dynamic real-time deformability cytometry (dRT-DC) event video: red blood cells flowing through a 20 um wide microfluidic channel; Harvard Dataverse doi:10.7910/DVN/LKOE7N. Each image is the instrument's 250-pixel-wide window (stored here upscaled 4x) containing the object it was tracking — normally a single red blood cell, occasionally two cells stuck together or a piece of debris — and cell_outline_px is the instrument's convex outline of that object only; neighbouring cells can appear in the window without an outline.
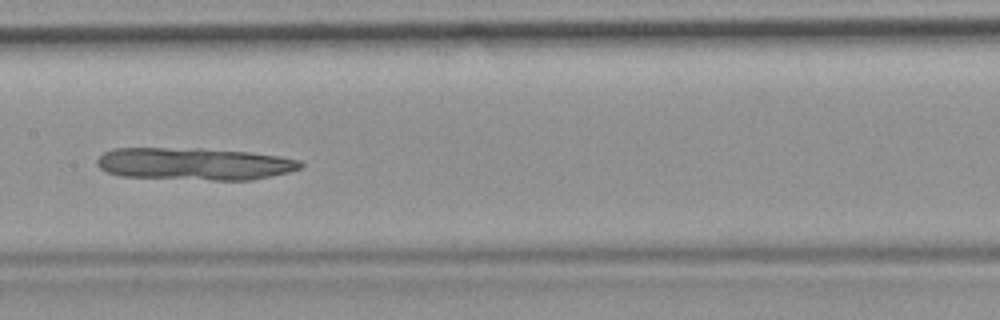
{"species": "common noctule bat (a hibernating species)", "species_latin": "Nyctalus noctula", "temperature_condition": "room temperature", "stored_images_in_passage": 46, "camera_frame_rate_fps": 3000, "um_per_image_px": 0.085, "animal": {"sex": "female", "body_mass_g": 19.9}, "frame": {"image": 1, "passage_image": 20, "time_ms": 6.333, "image_size_px": [1000, 320], "cell_outline_px": [[304, 164], [300, 168], [288, 172], [272, 176], [252, 180], [212, 180], [120, 176], [108, 172], [100, 168], [96, 164], [96, 160], [104, 152], [112, 148], [200, 148], [248, 152], [280, 156], [300, 160]], "centroid_in_image_um": [16.52, 13.92], "position_along_channel_um": 190.9, "area_um2": 38.49}}